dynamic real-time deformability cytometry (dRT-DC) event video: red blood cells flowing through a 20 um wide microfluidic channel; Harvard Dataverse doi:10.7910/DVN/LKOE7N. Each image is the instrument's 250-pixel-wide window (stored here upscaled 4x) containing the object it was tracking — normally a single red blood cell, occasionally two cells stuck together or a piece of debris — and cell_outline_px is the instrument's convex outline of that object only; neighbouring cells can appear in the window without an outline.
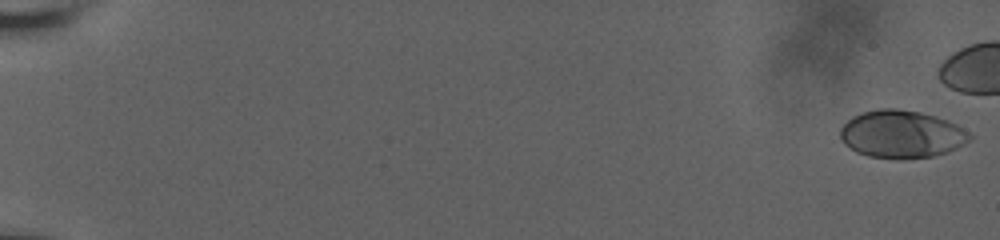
{"species": "human", "species_latin": "Homo sapiens", "temperature_condition": "room temperature", "stored_images_in_passage": 9, "camera_frame_rate_fps": 3000, "um_per_image_px": 0.085, "donor": {"sex": "male"}, "frame": {"image": 1, "passage_image": 1, "time_ms": 0.0, "image_size_px": [1000, 240], "cell_outline_px": [[972, 136], [964, 144], [948, 152], [932, 156], [900, 160], [868, 156], [856, 152], [844, 144], [840, 136], [840, 128], [852, 116], [864, 112], [880, 108], [896, 108], [920, 112], [936, 116], [948, 120], [956, 124], [968, 132]], "centroid_in_image_um": [76.62, 11.41], "position_along_channel_um": 8.4, "area_um2": 36.13}}